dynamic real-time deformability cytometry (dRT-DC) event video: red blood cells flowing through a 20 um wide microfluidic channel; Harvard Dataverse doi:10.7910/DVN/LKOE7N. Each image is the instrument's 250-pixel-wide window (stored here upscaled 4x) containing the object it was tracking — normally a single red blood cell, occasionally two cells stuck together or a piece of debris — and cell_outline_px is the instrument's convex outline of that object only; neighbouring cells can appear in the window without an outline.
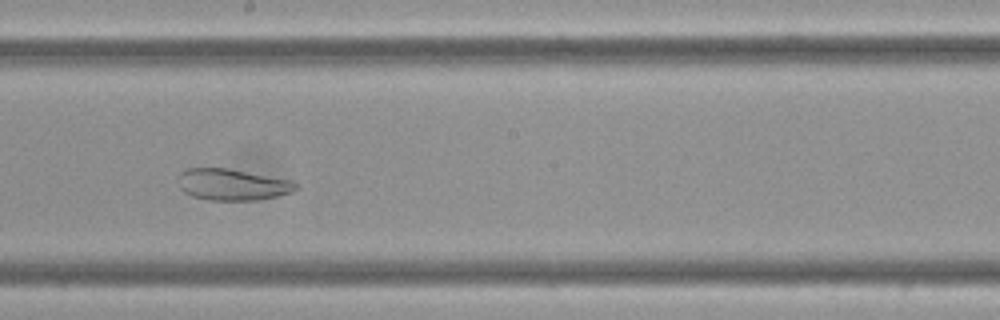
{"species": "Egyptian fruit bat (a non-hibernating species)", "species_latin": "Rousettus aegyptiacus", "temperature_condition": "cold", "stored_images_in_passage": 10, "camera_frame_rate_fps": 3000, "um_per_image_px": 0.085, "frame": {"image": 1, "passage_image": 9, "time_ms": 2.667, "image_size_px": [1000, 320], "cell_outline_px": [[300, 188], [292, 192], [276, 196], [256, 200], [208, 200], [192, 196], [184, 192], [180, 188], [180, 172], [188, 168], [228, 168], [292, 180], [300, 184]], "centroid_in_image_um": [19.81, 15.69], "position_along_channel_um": 228.4, "area_um2": 21.62}}